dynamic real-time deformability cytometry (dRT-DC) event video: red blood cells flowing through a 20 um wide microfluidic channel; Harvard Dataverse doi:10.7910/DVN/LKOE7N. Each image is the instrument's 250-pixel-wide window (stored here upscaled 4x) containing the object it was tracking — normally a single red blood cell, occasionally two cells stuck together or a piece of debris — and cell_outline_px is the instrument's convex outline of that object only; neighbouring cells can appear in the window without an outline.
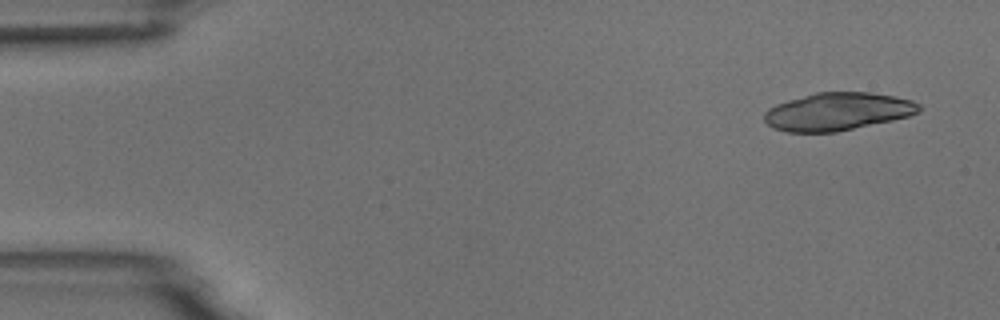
{"species": "common noctule bat (a hibernating species)", "species_latin": "Nyctalus noctula", "temperature_condition": "room temperature", "stored_images_in_passage": 5, "camera_frame_rate_fps": 3000, "um_per_image_px": 0.085, "animal": {"sex": "male", "body_mass_g": 18.8}, "frame": {"image": 1, "passage_image": 1, "time_ms": 0.0, "image_size_px": [1000, 320], "cell_outline_px": [[924, 108], [920, 112], [908, 116], [892, 120], [836, 132], [788, 132], [776, 128], [768, 124], [764, 120], [764, 112], [768, 108], [776, 104], [788, 100], [816, 92], [872, 92], [896, 96], [912, 100], [920, 104]], "centroid_in_image_um": [71.24, 9.47], "position_along_channel_um": 13.8, "area_um2": 34.16}}
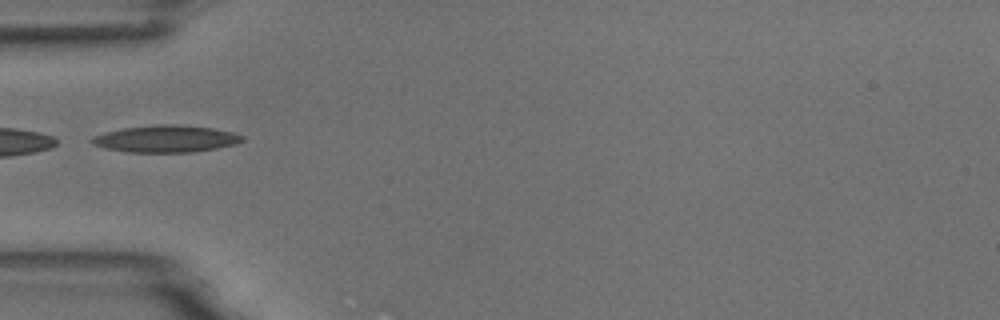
{"frame": {"image": 2, "passage_image": 5, "time_ms": 4.667, "image_size_px": [1000, 320], "cell_outline_px": [[244, 140], [236, 144], [216, 148], [192, 152], [128, 152], [104, 148], [92, 144], [88, 140], [92, 136], [104, 132], [124, 128], [152, 124], [176, 124], [212, 128], [232, 132], [244, 136]], "centroid_in_image_um": [14.06, 11.79], "position_along_channel_um": 70.9, "area_um2": 23.81}}